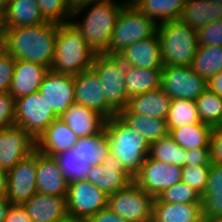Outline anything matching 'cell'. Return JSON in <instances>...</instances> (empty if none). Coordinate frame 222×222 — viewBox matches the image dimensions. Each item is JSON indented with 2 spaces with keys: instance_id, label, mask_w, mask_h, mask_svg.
I'll return each instance as SVG.
<instances>
[{
  "instance_id": "1",
  "label": "cell",
  "mask_w": 222,
  "mask_h": 222,
  "mask_svg": "<svg viewBox=\"0 0 222 222\" xmlns=\"http://www.w3.org/2000/svg\"><path fill=\"white\" fill-rule=\"evenodd\" d=\"M59 24L45 22L34 26L8 28L3 48L15 60L41 64L51 69Z\"/></svg>"
},
{
  "instance_id": "2",
  "label": "cell",
  "mask_w": 222,
  "mask_h": 222,
  "mask_svg": "<svg viewBox=\"0 0 222 222\" xmlns=\"http://www.w3.org/2000/svg\"><path fill=\"white\" fill-rule=\"evenodd\" d=\"M120 2L107 0L92 4L79 9L72 15L70 22L81 33L86 44L94 53H104L107 50L118 15L128 3L126 0ZM88 7H90L89 10ZM84 10L88 11L79 22L80 19L77 18Z\"/></svg>"
},
{
  "instance_id": "3",
  "label": "cell",
  "mask_w": 222,
  "mask_h": 222,
  "mask_svg": "<svg viewBox=\"0 0 222 222\" xmlns=\"http://www.w3.org/2000/svg\"><path fill=\"white\" fill-rule=\"evenodd\" d=\"M104 130L110 154L115 156L124 169L134 177L149 155L150 144L118 114L106 119Z\"/></svg>"
},
{
  "instance_id": "4",
  "label": "cell",
  "mask_w": 222,
  "mask_h": 222,
  "mask_svg": "<svg viewBox=\"0 0 222 222\" xmlns=\"http://www.w3.org/2000/svg\"><path fill=\"white\" fill-rule=\"evenodd\" d=\"M94 55L71 22L59 24L51 70L74 77L91 68Z\"/></svg>"
},
{
  "instance_id": "5",
  "label": "cell",
  "mask_w": 222,
  "mask_h": 222,
  "mask_svg": "<svg viewBox=\"0 0 222 222\" xmlns=\"http://www.w3.org/2000/svg\"><path fill=\"white\" fill-rule=\"evenodd\" d=\"M157 33L164 65L190 66L199 47L197 31L178 19L158 24Z\"/></svg>"
},
{
  "instance_id": "6",
  "label": "cell",
  "mask_w": 222,
  "mask_h": 222,
  "mask_svg": "<svg viewBox=\"0 0 222 222\" xmlns=\"http://www.w3.org/2000/svg\"><path fill=\"white\" fill-rule=\"evenodd\" d=\"M157 24L127 3L118 15L111 41L104 54L119 55L129 45L147 39L157 32Z\"/></svg>"
},
{
  "instance_id": "7",
  "label": "cell",
  "mask_w": 222,
  "mask_h": 222,
  "mask_svg": "<svg viewBox=\"0 0 222 222\" xmlns=\"http://www.w3.org/2000/svg\"><path fill=\"white\" fill-rule=\"evenodd\" d=\"M91 68L101 81L108 106L119 114L129 102L124 81L126 64L119 55L95 53Z\"/></svg>"
},
{
  "instance_id": "8",
  "label": "cell",
  "mask_w": 222,
  "mask_h": 222,
  "mask_svg": "<svg viewBox=\"0 0 222 222\" xmlns=\"http://www.w3.org/2000/svg\"><path fill=\"white\" fill-rule=\"evenodd\" d=\"M154 199L132 181L108 196L107 207L127 222H151Z\"/></svg>"
},
{
  "instance_id": "9",
  "label": "cell",
  "mask_w": 222,
  "mask_h": 222,
  "mask_svg": "<svg viewBox=\"0 0 222 222\" xmlns=\"http://www.w3.org/2000/svg\"><path fill=\"white\" fill-rule=\"evenodd\" d=\"M59 118L38 91L15 99V125L22 127L35 140Z\"/></svg>"
},
{
  "instance_id": "10",
  "label": "cell",
  "mask_w": 222,
  "mask_h": 222,
  "mask_svg": "<svg viewBox=\"0 0 222 222\" xmlns=\"http://www.w3.org/2000/svg\"><path fill=\"white\" fill-rule=\"evenodd\" d=\"M160 88L171 99L196 100L207 89V81L190 66L164 65Z\"/></svg>"
},
{
  "instance_id": "11",
  "label": "cell",
  "mask_w": 222,
  "mask_h": 222,
  "mask_svg": "<svg viewBox=\"0 0 222 222\" xmlns=\"http://www.w3.org/2000/svg\"><path fill=\"white\" fill-rule=\"evenodd\" d=\"M67 211L71 218L87 219L107 207L108 195L86 179L69 183Z\"/></svg>"
},
{
  "instance_id": "12",
  "label": "cell",
  "mask_w": 222,
  "mask_h": 222,
  "mask_svg": "<svg viewBox=\"0 0 222 222\" xmlns=\"http://www.w3.org/2000/svg\"><path fill=\"white\" fill-rule=\"evenodd\" d=\"M182 179V168L146 157L133 181L145 192L156 198L165 189Z\"/></svg>"
},
{
  "instance_id": "13",
  "label": "cell",
  "mask_w": 222,
  "mask_h": 222,
  "mask_svg": "<svg viewBox=\"0 0 222 222\" xmlns=\"http://www.w3.org/2000/svg\"><path fill=\"white\" fill-rule=\"evenodd\" d=\"M37 150L20 160L8 171V195L10 204L22 205L37 193Z\"/></svg>"
},
{
  "instance_id": "14",
  "label": "cell",
  "mask_w": 222,
  "mask_h": 222,
  "mask_svg": "<svg viewBox=\"0 0 222 222\" xmlns=\"http://www.w3.org/2000/svg\"><path fill=\"white\" fill-rule=\"evenodd\" d=\"M36 151V140L22 127L0 130V166L9 171L20 160Z\"/></svg>"
},
{
  "instance_id": "15",
  "label": "cell",
  "mask_w": 222,
  "mask_h": 222,
  "mask_svg": "<svg viewBox=\"0 0 222 222\" xmlns=\"http://www.w3.org/2000/svg\"><path fill=\"white\" fill-rule=\"evenodd\" d=\"M73 81L76 103L97 111L106 119L116 115L108 106L101 81L92 68L75 75Z\"/></svg>"
},
{
  "instance_id": "16",
  "label": "cell",
  "mask_w": 222,
  "mask_h": 222,
  "mask_svg": "<svg viewBox=\"0 0 222 222\" xmlns=\"http://www.w3.org/2000/svg\"><path fill=\"white\" fill-rule=\"evenodd\" d=\"M86 180L109 196L128 186L133 177L115 156L109 154L101 164L91 166Z\"/></svg>"
},
{
  "instance_id": "17",
  "label": "cell",
  "mask_w": 222,
  "mask_h": 222,
  "mask_svg": "<svg viewBox=\"0 0 222 222\" xmlns=\"http://www.w3.org/2000/svg\"><path fill=\"white\" fill-rule=\"evenodd\" d=\"M39 92L58 117L75 103L73 76L56 73L51 69L42 81Z\"/></svg>"
},
{
  "instance_id": "18",
  "label": "cell",
  "mask_w": 222,
  "mask_h": 222,
  "mask_svg": "<svg viewBox=\"0 0 222 222\" xmlns=\"http://www.w3.org/2000/svg\"><path fill=\"white\" fill-rule=\"evenodd\" d=\"M119 56L127 66L149 69L164 66L157 32L147 39L129 45Z\"/></svg>"
},
{
  "instance_id": "19",
  "label": "cell",
  "mask_w": 222,
  "mask_h": 222,
  "mask_svg": "<svg viewBox=\"0 0 222 222\" xmlns=\"http://www.w3.org/2000/svg\"><path fill=\"white\" fill-rule=\"evenodd\" d=\"M37 192L46 195L66 197L69 183L54 157L37 151Z\"/></svg>"
},
{
  "instance_id": "20",
  "label": "cell",
  "mask_w": 222,
  "mask_h": 222,
  "mask_svg": "<svg viewBox=\"0 0 222 222\" xmlns=\"http://www.w3.org/2000/svg\"><path fill=\"white\" fill-rule=\"evenodd\" d=\"M49 68L38 63L16 60L13 78L9 89L14 99L38 92Z\"/></svg>"
},
{
  "instance_id": "21",
  "label": "cell",
  "mask_w": 222,
  "mask_h": 222,
  "mask_svg": "<svg viewBox=\"0 0 222 222\" xmlns=\"http://www.w3.org/2000/svg\"><path fill=\"white\" fill-rule=\"evenodd\" d=\"M22 205L32 222H60L69 217L66 197L37 192Z\"/></svg>"
},
{
  "instance_id": "22",
  "label": "cell",
  "mask_w": 222,
  "mask_h": 222,
  "mask_svg": "<svg viewBox=\"0 0 222 222\" xmlns=\"http://www.w3.org/2000/svg\"><path fill=\"white\" fill-rule=\"evenodd\" d=\"M59 118L69 126L78 138L101 133L106 123V118L97 111L76 102Z\"/></svg>"
},
{
  "instance_id": "23",
  "label": "cell",
  "mask_w": 222,
  "mask_h": 222,
  "mask_svg": "<svg viewBox=\"0 0 222 222\" xmlns=\"http://www.w3.org/2000/svg\"><path fill=\"white\" fill-rule=\"evenodd\" d=\"M79 138L60 118L55 119L36 140V150L53 157L58 153L71 150Z\"/></svg>"
},
{
  "instance_id": "24",
  "label": "cell",
  "mask_w": 222,
  "mask_h": 222,
  "mask_svg": "<svg viewBox=\"0 0 222 222\" xmlns=\"http://www.w3.org/2000/svg\"><path fill=\"white\" fill-rule=\"evenodd\" d=\"M179 19L198 31L211 22L222 19V3L213 0H185Z\"/></svg>"
},
{
  "instance_id": "25",
  "label": "cell",
  "mask_w": 222,
  "mask_h": 222,
  "mask_svg": "<svg viewBox=\"0 0 222 222\" xmlns=\"http://www.w3.org/2000/svg\"><path fill=\"white\" fill-rule=\"evenodd\" d=\"M202 203L174 204L154 199L151 222H201Z\"/></svg>"
},
{
  "instance_id": "26",
  "label": "cell",
  "mask_w": 222,
  "mask_h": 222,
  "mask_svg": "<svg viewBox=\"0 0 222 222\" xmlns=\"http://www.w3.org/2000/svg\"><path fill=\"white\" fill-rule=\"evenodd\" d=\"M171 100L161 88H158L129 98L127 108L132 113L166 120Z\"/></svg>"
},
{
  "instance_id": "27",
  "label": "cell",
  "mask_w": 222,
  "mask_h": 222,
  "mask_svg": "<svg viewBox=\"0 0 222 222\" xmlns=\"http://www.w3.org/2000/svg\"><path fill=\"white\" fill-rule=\"evenodd\" d=\"M7 28L34 26L47 22L36 0H4Z\"/></svg>"
},
{
  "instance_id": "28",
  "label": "cell",
  "mask_w": 222,
  "mask_h": 222,
  "mask_svg": "<svg viewBox=\"0 0 222 222\" xmlns=\"http://www.w3.org/2000/svg\"><path fill=\"white\" fill-rule=\"evenodd\" d=\"M202 210L205 220L222 218V164L211 162L206 189L202 196Z\"/></svg>"
},
{
  "instance_id": "29",
  "label": "cell",
  "mask_w": 222,
  "mask_h": 222,
  "mask_svg": "<svg viewBox=\"0 0 222 222\" xmlns=\"http://www.w3.org/2000/svg\"><path fill=\"white\" fill-rule=\"evenodd\" d=\"M162 68L149 69L126 65L125 91L129 98L160 88Z\"/></svg>"
},
{
  "instance_id": "30",
  "label": "cell",
  "mask_w": 222,
  "mask_h": 222,
  "mask_svg": "<svg viewBox=\"0 0 222 222\" xmlns=\"http://www.w3.org/2000/svg\"><path fill=\"white\" fill-rule=\"evenodd\" d=\"M132 5L158 25L178 20L185 5V0H134Z\"/></svg>"
},
{
  "instance_id": "31",
  "label": "cell",
  "mask_w": 222,
  "mask_h": 222,
  "mask_svg": "<svg viewBox=\"0 0 222 222\" xmlns=\"http://www.w3.org/2000/svg\"><path fill=\"white\" fill-rule=\"evenodd\" d=\"M131 128L152 143L169 135L165 119L132 113L127 107L118 114Z\"/></svg>"
},
{
  "instance_id": "32",
  "label": "cell",
  "mask_w": 222,
  "mask_h": 222,
  "mask_svg": "<svg viewBox=\"0 0 222 222\" xmlns=\"http://www.w3.org/2000/svg\"><path fill=\"white\" fill-rule=\"evenodd\" d=\"M72 151L77 152L85 163L90 166L101 164L110 154L105 130L99 134L79 138Z\"/></svg>"
},
{
  "instance_id": "33",
  "label": "cell",
  "mask_w": 222,
  "mask_h": 222,
  "mask_svg": "<svg viewBox=\"0 0 222 222\" xmlns=\"http://www.w3.org/2000/svg\"><path fill=\"white\" fill-rule=\"evenodd\" d=\"M212 127L202 122L173 129L169 135L185 150L210 147Z\"/></svg>"
},
{
  "instance_id": "34",
  "label": "cell",
  "mask_w": 222,
  "mask_h": 222,
  "mask_svg": "<svg viewBox=\"0 0 222 222\" xmlns=\"http://www.w3.org/2000/svg\"><path fill=\"white\" fill-rule=\"evenodd\" d=\"M190 67L208 81L212 76L222 71V46H199Z\"/></svg>"
},
{
  "instance_id": "35",
  "label": "cell",
  "mask_w": 222,
  "mask_h": 222,
  "mask_svg": "<svg viewBox=\"0 0 222 222\" xmlns=\"http://www.w3.org/2000/svg\"><path fill=\"white\" fill-rule=\"evenodd\" d=\"M148 157L182 168L186 166V158L188 156L187 150L182 148L168 135L150 143Z\"/></svg>"
},
{
  "instance_id": "36",
  "label": "cell",
  "mask_w": 222,
  "mask_h": 222,
  "mask_svg": "<svg viewBox=\"0 0 222 222\" xmlns=\"http://www.w3.org/2000/svg\"><path fill=\"white\" fill-rule=\"evenodd\" d=\"M196 100L172 99L166 118L169 133L181 126L200 123Z\"/></svg>"
},
{
  "instance_id": "37",
  "label": "cell",
  "mask_w": 222,
  "mask_h": 222,
  "mask_svg": "<svg viewBox=\"0 0 222 222\" xmlns=\"http://www.w3.org/2000/svg\"><path fill=\"white\" fill-rule=\"evenodd\" d=\"M196 105L202 123L212 128L222 125V98L220 96L206 89L196 99Z\"/></svg>"
},
{
  "instance_id": "38",
  "label": "cell",
  "mask_w": 222,
  "mask_h": 222,
  "mask_svg": "<svg viewBox=\"0 0 222 222\" xmlns=\"http://www.w3.org/2000/svg\"><path fill=\"white\" fill-rule=\"evenodd\" d=\"M68 183L84 180L90 173L91 166L77 152L67 150L53 156Z\"/></svg>"
},
{
  "instance_id": "39",
  "label": "cell",
  "mask_w": 222,
  "mask_h": 222,
  "mask_svg": "<svg viewBox=\"0 0 222 222\" xmlns=\"http://www.w3.org/2000/svg\"><path fill=\"white\" fill-rule=\"evenodd\" d=\"M157 198L162 202L174 204L202 203V196L182 181L165 189Z\"/></svg>"
},
{
  "instance_id": "40",
  "label": "cell",
  "mask_w": 222,
  "mask_h": 222,
  "mask_svg": "<svg viewBox=\"0 0 222 222\" xmlns=\"http://www.w3.org/2000/svg\"><path fill=\"white\" fill-rule=\"evenodd\" d=\"M46 21L69 23L72 17L67 0H36Z\"/></svg>"
},
{
  "instance_id": "41",
  "label": "cell",
  "mask_w": 222,
  "mask_h": 222,
  "mask_svg": "<svg viewBox=\"0 0 222 222\" xmlns=\"http://www.w3.org/2000/svg\"><path fill=\"white\" fill-rule=\"evenodd\" d=\"M211 165H195L182 167L181 181L188 184L201 196L204 195Z\"/></svg>"
},
{
  "instance_id": "42",
  "label": "cell",
  "mask_w": 222,
  "mask_h": 222,
  "mask_svg": "<svg viewBox=\"0 0 222 222\" xmlns=\"http://www.w3.org/2000/svg\"><path fill=\"white\" fill-rule=\"evenodd\" d=\"M16 60L0 47V93L9 92Z\"/></svg>"
},
{
  "instance_id": "43",
  "label": "cell",
  "mask_w": 222,
  "mask_h": 222,
  "mask_svg": "<svg viewBox=\"0 0 222 222\" xmlns=\"http://www.w3.org/2000/svg\"><path fill=\"white\" fill-rule=\"evenodd\" d=\"M199 46H222V19L197 31Z\"/></svg>"
},
{
  "instance_id": "44",
  "label": "cell",
  "mask_w": 222,
  "mask_h": 222,
  "mask_svg": "<svg viewBox=\"0 0 222 222\" xmlns=\"http://www.w3.org/2000/svg\"><path fill=\"white\" fill-rule=\"evenodd\" d=\"M15 125V99L9 92L0 93V130Z\"/></svg>"
},
{
  "instance_id": "45",
  "label": "cell",
  "mask_w": 222,
  "mask_h": 222,
  "mask_svg": "<svg viewBox=\"0 0 222 222\" xmlns=\"http://www.w3.org/2000/svg\"><path fill=\"white\" fill-rule=\"evenodd\" d=\"M186 166L211 165L210 147L187 150Z\"/></svg>"
},
{
  "instance_id": "46",
  "label": "cell",
  "mask_w": 222,
  "mask_h": 222,
  "mask_svg": "<svg viewBox=\"0 0 222 222\" xmlns=\"http://www.w3.org/2000/svg\"><path fill=\"white\" fill-rule=\"evenodd\" d=\"M210 155L212 163L222 164V125L212 128Z\"/></svg>"
},
{
  "instance_id": "47",
  "label": "cell",
  "mask_w": 222,
  "mask_h": 222,
  "mask_svg": "<svg viewBox=\"0 0 222 222\" xmlns=\"http://www.w3.org/2000/svg\"><path fill=\"white\" fill-rule=\"evenodd\" d=\"M4 222H32L23 205L11 204Z\"/></svg>"
},
{
  "instance_id": "48",
  "label": "cell",
  "mask_w": 222,
  "mask_h": 222,
  "mask_svg": "<svg viewBox=\"0 0 222 222\" xmlns=\"http://www.w3.org/2000/svg\"><path fill=\"white\" fill-rule=\"evenodd\" d=\"M87 222H127L118 214L112 212L108 207L101 209L86 219Z\"/></svg>"
},
{
  "instance_id": "49",
  "label": "cell",
  "mask_w": 222,
  "mask_h": 222,
  "mask_svg": "<svg viewBox=\"0 0 222 222\" xmlns=\"http://www.w3.org/2000/svg\"><path fill=\"white\" fill-rule=\"evenodd\" d=\"M207 89L222 98V71L218 72L207 81Z\"/></svg>"
},
{
  "instance_id": "50",
  "label": "cell",
  "mask_w": 222,
  "mask_h": 222,
  "mask_svg": "<svg viewBox=\"0 0 222 222\" xmlns=\"http://www.w3.org/2000/svg\"><path fill=\"white\" fill-rule=\"evenodd\" d=\"M67 1L69 4L70 13L73 15L76 11L82 9L83 7L105 2L107 0H67Z\"/></svg>"
},
{
  "instance_id": "51",
  "label": "cell",
  "mask_w": 222,
  "mask_h": 222,
  "mask_svg": "<svg viewBox=\"0 0 222 222\" xmlns=\"http://www.w3.org/2000/svg\"><path fill=\"white\" fill-rule=\"evenodd\" d=\"M8 195V171L0 166V198Z\"/></svg>"
},
{
  "instance_id": "52",
  "label": "cell",
  "mask_w": 222,
  "mask_h": 222,
  "mask_svg": "<svg viewBox=\"0 0 222 222\" xmlns=\"http://www.w3.org/2000/svg\"><path fill=\"white\" fill-rule=\"evenodd\" d=\"M7 30L6 11L5 7H3L0 10V47H3L7 35Z\"/></svg>"
},
{
  "instance_id": "53",
  "label": "cell",
  "mask_w": 222,
  "mask_h": 222,
  "mask_svg": "<svg viewBox=\"0 0 222 222\" xmlns=\"http://www.w3.org/2000/svg\"><path fill=\"white\" fill-rule=\"evenodd\" d=\"M10 205L7 198H0V222L5 221V216Z\"/></svg>"
},
{
  "instance_id": "54",
  "label": "cell",
  "mask_w": 222,
  "mask_h": 222,
  "mask_svg": "<svg viewBox=\"0 0 222 222\" xmlns=\"http://www.w3.org/2000/svg\"><path fill=\"white\" fill-rule=\"evenodd\" d=\"M60 222H87V221H86V219H79V218L68 217L65 220L60 221Z\"/></svg>"
},
{
  "instance_id": "55",
  "label": "cell",
  "mask_w": 222,
  "mask_h": 222,
  "mask_svg": "<svg viewBox=\"0 0 222 222\" xmlns=\"http://www.w3.org/2000/svg\"><path fill=\"white\" fill-rule=\"evenodd\" d=\"M4 7V0H0V10Z\"/></svg>"
},
{
  "instance_id": "56",
  "label": "cell",
  "mask_w": 222,
  "mask_h": 222,
  "mask_svg": "<svg viewBox=\"0 0 222 222\" xmlns=\"http://www.w3.org/2000/svg\"><path fill=\"white\" fill-rule=\"evenodd\" d=\"M210 222H222V218L216 219V220H211Z\"/></svg>"
},
{
  "instance_id": "57",
  "label": "cell",
  "mask_w": 222,
  "mask_h": 222,
  "mask_svg": "<svg viewBox=\"0 0 222 222\" xmlns=\"http://www.w3.org/2000/svg\"><path fill=\"white\" fill-rule=\"evenodd\" d=\"M134 0H127L128 3H132Z\"/></svg>"
},
{
  "instance_id": "58",
  "label": "cell",
  "mask_w": 222,
  "mask_h": 222,
  "mask_svg": "<svg viewBox=\"0 0 222 222\" xmlns=\"http://www.w3.org/2000/svg\"><path fill=\"white\" fill-rule=\"evenodd\" d=\"M201 222H210V221L203 219Z\"/></svg>"
}]
</instances>
